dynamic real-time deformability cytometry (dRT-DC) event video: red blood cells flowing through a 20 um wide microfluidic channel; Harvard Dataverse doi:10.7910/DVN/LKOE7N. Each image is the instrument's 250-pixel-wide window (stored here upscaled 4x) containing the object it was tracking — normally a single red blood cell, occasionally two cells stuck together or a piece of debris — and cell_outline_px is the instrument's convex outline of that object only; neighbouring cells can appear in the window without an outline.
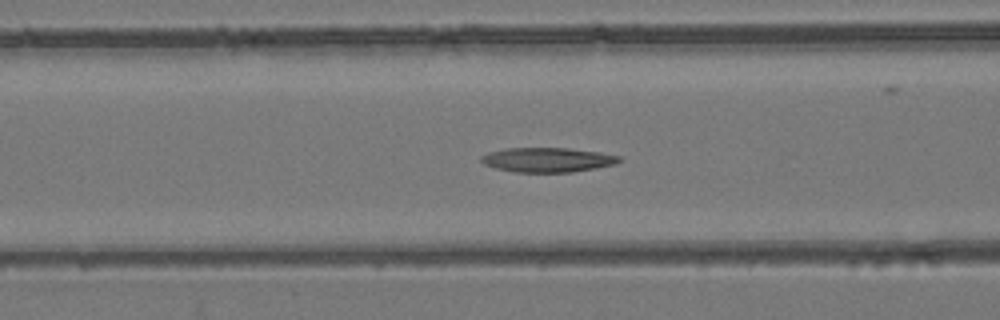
{"species": "common noctule bat (a hibernating species)", "species_latin": "Nyctalus noctula", "temperature_condition": "room temperature", "stored_images_in_passage": 30, "camera_frame_rate_fps": 3000, "um_per_image_px": 0.085, "animal": {"sex": "female", "body_mass_g": 24.6, "forearm_length_mm": 56.2}, "frame": {"image": 1, "passage_image": 22, "time_ms": 7.0, "image_size_px": [1000, 320], "cell_outline_px": [[624, 160], [616, 164], [596, 168], [572, 172], [516, 172], [496, 168], [484, 164], [480, 160], [480, 156], [488, 152], [504, 148], [568, 148], [600, 152], [620, 156]], "centroid_in_image_um": [46.56, 13.58], "position_along_channel_um": 120.0, "area_um2": 19.88}}
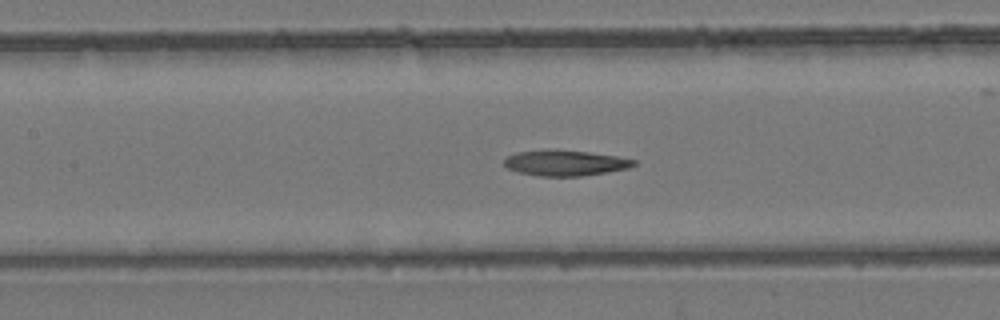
{"frame": {"image": 2, "passage_image": 25, "time_ms": 8.0, "image_size_px": [1000, 320], "cell_outline_px": [[636, 164], [628, 168], [608, 172], [580, 176], [540, 176], [520, 172], [508, 168], [504, 164], [504, 156], [516, 152], [588, 152], [616, 156], [636, 160]], "centroid_in_image_um": [48.07, 13.89], "position_along_channel_um": 159.3, "area_um2": 18.5}}
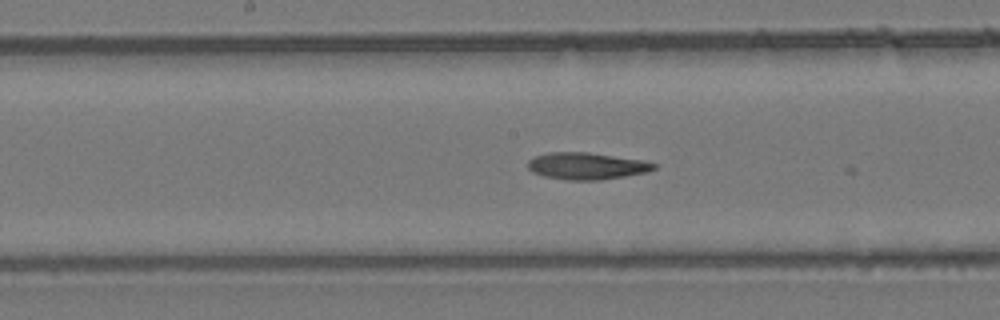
{"frame": {"image": 3, "passage_image": 28, "time_ms": 9.0, "image_size_px": [1000, 320], "cell_outline_px": [[656, 168], [648, 172], [600, 180], [568, 180], [544, 176], [532, 172], [528, 168], [528, 160], [536, 156], [548, 152], [588, 152], [644, 160], [656, 164]], "centroid_in_image_um": [49.87, 14.1], "position_along_channel_um": 198.3, "area_um2": 19.77}}